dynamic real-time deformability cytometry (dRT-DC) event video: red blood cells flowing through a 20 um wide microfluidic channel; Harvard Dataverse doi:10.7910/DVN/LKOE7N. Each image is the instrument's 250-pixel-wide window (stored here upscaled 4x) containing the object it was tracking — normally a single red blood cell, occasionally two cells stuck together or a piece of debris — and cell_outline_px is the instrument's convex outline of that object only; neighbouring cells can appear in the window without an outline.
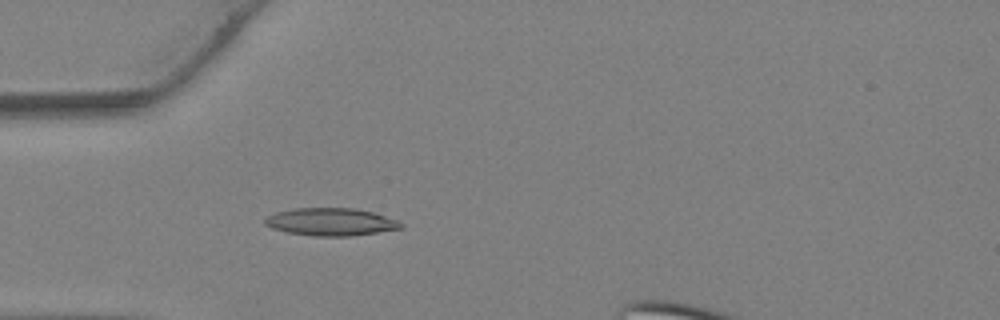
{"species": "Egyptian fruit bat (a non-hibernating species)", "species_latin": "Rousettus aegyptiacus", "temperature_condition": "warm", "stored_images_in_passage": 27, "camera_frame_rate_fps": 3000, "um_per_image_px": 0.085, "animal": {"sex": "female"}, "frame": {"image": 1, "passage_image": 3, "time_ms": 0.667, "image_size_px": [1000, 320], "cell_outline_px": [[404, 228], [352, 236], [312, 236], [288, 232], [272, 228], [264, 224], [264, 220], [268, 216], [276, 212], [296, 208], [356, 208], [372, 212], [400, 220], [404, 224]], "centroid_in_image_um": [28.17, 18.86], "position_along_channel_um": 56.8, "area_um2": 22.02}}
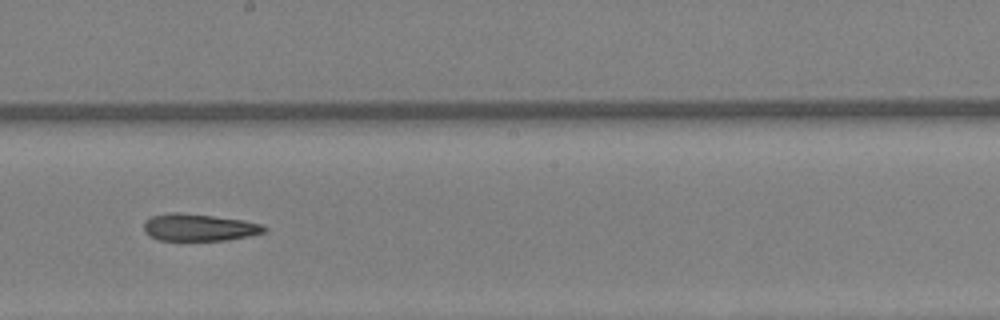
{"frame": {"image": 2, "passage_image": 13, "time_ms": 4.0, "image_size_px": [1000, 320], "cell_outline_px": [[268, 228], [264, 232], [248, 236], [224, 240], [156, 240], [148, 236], [144, 232], [144, 224], [152, 216], [168, 212], [180, 212], [212, 216], [240, 220], [260, 224]], "centroid_in_image_um": [16.86, 19.33], "position_along_channel_um": 231.3, "area_um2": 18.84}}
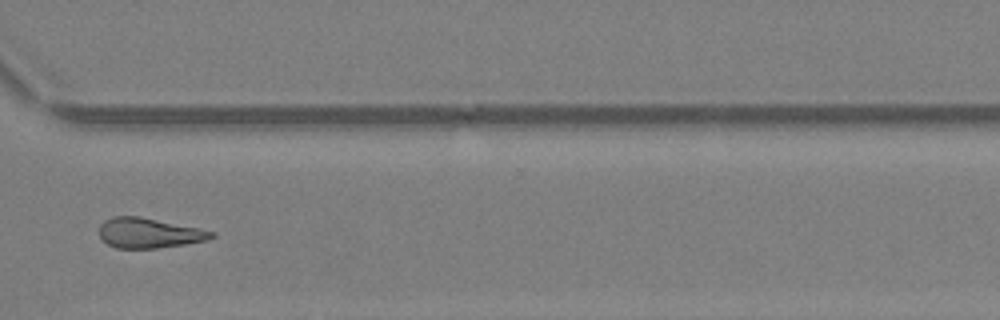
{"frame": {"image": 3, "passage_image": 20, "time_ms": 6.333, "image_size_px": [1000, 320], "cell_outline_px": [[216, 236], [208, 240], [184, 244], [156, 248], [116, 248], [108, 244], [100, 236], [100, 224], [104, 220], [112, 216], [140, 216], [200, 228], [216, 232]], "centroid_in_image_um": [12.69, 19.79], "position_along_channel_um": 357.9, "area_um2": 19.71}}